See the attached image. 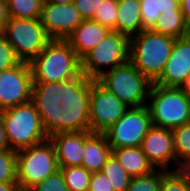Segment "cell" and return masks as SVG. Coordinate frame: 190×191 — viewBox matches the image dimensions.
Returning <instances> with one entry per match:
<instances>
[{
	"label": "cell",
	"mask_w": 190,
	"mask_h": 191,
	"mask_svg": "<svg viewBox=\"0 0 190 191\" xmlns=\"http://www.w3.org/2000/svg\"><path fill=\"white\" fill-rule=\"evenodd\" d=\"M178 3H179V5H181V3L183 2V0H176Z\"/></svg>",
	"instance_id": "b9f144b4"
},
{
	"label": "cell",
	"mask_w": 190,
	"mask_h": 191,
	"mask_svg": "<svg viewBox=\"0 0 190 191\" xmlns=\"http://www.w3.org/2000/svg\"><path fill=\"white\" fill-rule=\"evenodd\" d=\"M88 191H114V189L103 172L98 171L96 173H92Z\"/></svg>",
	"instance_id": "836d02e7"
},
{
	"label": "cell",
	"mask_w": 190,
	"mask_h": 191,
	"mask_svg": "<svg viewBox=\"0 0 190 191\" xmlns=\"http://www.w3.org/2000/svg\"><path fill=\"white\" fill-rule=\"evenodd\" d=\"M111 30L100 23L89 19L84 20L67 38L66 41L81 60Z\"/></svg>",
	"instance_id": "e0dca14e"
},
{
	"label": "cell",
	"mask_w": 190,
	"mask_h": 191,
	"mask_svg": "<svg viewBox=\"0 0 190 191\" xmlns=\"http://www.w3.org/2000/svg\"><path fill=\"white\" fill-rule=\"evenodd\" d=\"M9 20L6 0H0V28L3 29Z\"/></svg>",
	"instance_id": "d590c367"
},
{
	"label": "cell",
	"mask_w": 190,
	"mask_h": 191,
	"mask_svg": "<svg viewBox=\"0 0 190 191\" xmlns=\"http://www.w3.org/2000/svg\"><path fill=\"white\" fill-rule=\"evenodd\" d=\"M129 48L130 39L111 30L95 48L81 59V73L90 79L97 80L107 70L110 71L128 62Z\"/></svg>",
	"instance_id": "ba28073f"
},
{
	"label": "cell",
	"mask_w": 190,
	"mask_h": 191,
	"mask_svg": "<svg viewBox=\"0 0 190 191\" xmlns=\"http://www.w3.org/2000/svg\"><path fill=\"white\" fill-rule=\"evenodd\" d=\"M54 145L59 167L81 166L84 131L59 132L48 137Z\"/></svg>",
	"instance_id": "2e32d148"
},
{
	"label": "cell",
	"mask_w": 190,
	"mask_h": 191,
	"mask_svg": "<svg viewBox=\"0 0 190 191\" xmlns=\"http://www.w3.org/2000/svg\"><path fill=\"white\" fill-rule=\"evenodd\" d=\"M161 184V169L150 174L132 177L125 191H159Z\"/></svg>",
	"instance_id": "f1b7e54d"
},
{
	"label": "cell",
	"mask_w": 190,
	"mask_h": 191,
	"mask_svg": "<svg viewBox=\"0 0 190 191\" xmlns=\"http://www.w3.org/2000/svg\"><path fill=\"white\" fill-rule=\"evenodd\" d=\"M43 1L52 2L55 4H67L73 2L74 0H43Z\"/></svg>",
	"instance_id": "60d3db41"
},
{
	"label": "cell",
	"mask_w": 190,
	"mask_h": 191,
	"mask_svg": "<svg viewBox=\"0 0 190 191\" xmlns=\"http://www.w3.org/2000/svg\"><path fill=\"white\" fill-rule=\"evenodd\" d=\"M93 79L84 74L53 83H33L31 101L48 137L59 132L90 131L89 106Z\"/></svg>",
	"instance_id": "6da1fadb"
},
{
	"label": "cell",
	"mask_w": 190,
	"mask_h": 191,
	"mask_svg": "<svg viewBox=\"0 0 190 191\" xmlns=\"http://www.w3.org/2000/svg\"><path fill=\"white\" fill-rule=\"evenodd\" d=\"M2 35L13 47L17 58L30 63L52 40L38 19L9 18Z\"/></svg>",
	"instance_id": "9c48e42d"
},
{
	"label": "cell",
	"mask_w": 190,
	"mask_h": 191,
	"mask_svg": "<svg viewBox=\"0 0 190 191\" xmlns=\"http://www.w3.org/2000/svg\"><path fill=\"white\" fill-rule=\"evenodd\" d=\"M17 181L16 151L5 150L0 152V183Z\"/></svg>",
	"instance_id": "f546056e"
},
{
	"label": "cell",
	"mask_w": 190,
	"mask_h": 191,
	"mask_svg": "<svg viewBox=\"0 0 190 191\" xmlns=\"http://www.w3.org/2000/svg\"><path fill=\"white\" fill-rule=\"evenodd\" d=\"M97 81L129 107L148 104L152 82L130 61L105 72Z\"/></svg>",
	"instance_id": "52a82bcc"
},
{
	"label": "cell",
	"mask_w": 190,
	"mask_h": 191,
	"mask_svg": "<svg viewBox=\"0 0 190 191\" xmlns=\"http://www.w3.org/2000/svg\"><path fill=\"white\" fill-rule=\"evenodd\" d=\"M40 21L51 39L66 40L84 19L74 2L55 4L43 1Z\"/></svg>",
	"instance_id": "4fadbf2b"
},
{
	"label": "cell",
	"mask_w": 190,
	"mask_h": 191,
	"mask_svg": "<svg viewBox=\"0 0 190 191\" xmlns=\"http://www.w3.org/2000/svg\"><path fill=\"white\" fill-rule=\"evenodd\" d=\"M111 154L112 148L104 133L84 131L82 167L90 173L101 171Z\"/></svg>",
	"instance_id": "ac0fdd59"
},
{
	"label": "cell",
	"mask_w": 190,
	"mask_h": 191,
	"mask_svg": "<svg viewBox=\"0 0 190 191\" xmlns=\"http://www.w3.org/2000/svg\"><path fill=\"white\" fill-rule=\"evenodd\" d=\"M129 108L97 80L91 82L89 120L90 132L104 133Z\"/></svg>",
	"instance_id": "8fae6325"
},
{
	"label": "cell",
	"mask_w": 190,
	"mask_h": 191,
	"mask_svg": "<svg viewBox=\"0 0 190 191\" xmlns=\"http://www.w3.org/2000/svg\"><path fill=\"white\" fill-rule=\"evenodd\" d=\"M19 184L17 181L0 183V191H19Z\"/></svg>",
	"instance_id": "74e56055"
},
{
	"label": "cell",
	"mask_w": 190,
	"mask_h": 191,
	"mask_svg": "<svg viewBox=\"0 0 190 191\" xmlns=\"http://www.w3.org/2000/svg\"><path fill=\"white\" fill-rule=\"evenodd\" d=\"M5 150H10V146L6 138L5 125L2 114L0 113V152Z\"/></svg>",
	"instance_id": "e575fe53"
},
{
	"label": "cell",
	"mask_w": 190,
	"mask_h": 191,
	"mask_svg": "<svg viewBox=\"0 0 190 191\" xmlns=\"http://www.w3.org/2000/svg\"><path fill=\"white\" fill-rule=\"evenodd\" d=\"M101 171L108 178L114 191H125L130 184L132 177L120 165L113 154L107 159Z\"/></svg>",
	"instance_id": "d4e9b609"
},
{
	"label": "cell",
	"mask_w": 190,
	"mask_h": 191,
	"mask_svg": "<svg viewBox=\"0 0 190 191\" xmlns=\"http://www.w3.org/2000/svg\"><path fill=\"white\" fill-rule=\"evenodd\" d=\"M190 74V34L174 41L171 55L160 77L153 83L166 87H180Z\"/></svg>",
	"instance_id": "9a60e30c"
},
{
	"label": "cell",
	"mask_w": 190,
	"mask_h": 191,
	"mask_svg": "<svg viewBox=\"0 0 190 191\" xmlns=\"http://www.w3.org/2000/svg\"><path fill=\"white\" fill-rule=\"evenodd\" d=\"M9 18L38 19L43 0H6Z\"/></svg>",
	"instance_id": "603a6c76"
},
{
	"label": "cell",
	"mask_w": 190,
	"mask_h": 191,
	"mask_svg": "<svg viewBox=\"0 0 190 191\" xmlns=\"http://www.w3.org/2000/svg\"><path fill=\"white\" fill-rule=\"evenodd\" d=\"M140 0H118L116 31L129 39L143 28L140 15Z\"/></svg>",
	"instance_id": "d6986e66"
},
{
	"label": "cell",
	"mask_w": 190,
	"mask_h": 191,
	"mask_svg": "<svg viewBox=\"0 0 190 191\" xmlns=\"http://www.w3.org/2000/svg\"><path fill=\"white\" fill-rule=\"evenodd\" d=\"M190 100V74L179 87Z\"/></svg>",
	"instance_id": "f35d334b"
},
{
	"label": "cell",
	"mask_w": 190,
	"mask_h": 191,
	"mask_svg": "<svg viewBox=\"0 0 190 191\" xmlns=\"http://www.w3.org/2000/svg\"><path fill=\"white\" fill-rule=\"evenodd\" d=\"M159 191H190V182L180 171L161 169V184Z\"/></svg>",
	"instance_id": "4316f807"
},
{
	"label": "cell",
	"mask_w": 190,
	"mask_h": 191,
	"mask_svg": "<svg viewBox=\"0 0 190 191\" xmlns=\"http://www.w3.org/2000/svg\"><path fill=\"white\" fill-rule=\"evenodd\" d=\"M33 83H53L81 74V60L66 40L52 39L29 63Z\"/></svg>",
	"instance_id": "7a4b0ae2"
},
{
	"label": "cell",
	"mask_w": 190,
	"mask_h": 191,
	"mask_svg": "<svg viewBox=\"0 0 190 191\" xmlns=\"http://www.w3.org/2000/svg\"><path fill=\"white\" fill-rule=\"evenodd\" d=\"M180 171L187 177L190 182V161H188L185 165L180 168Z\"/></svg>",
	"instance_id": "ab89813d"
},
{
	"label": "cell",
	"mask_w": 190,
	"mask_h": 191,
	"mask_svg": "<svg viewBox=\"0 0 190 191\" xmlns=\"http://www.w3.org/2000/svg\"><path fill=\"white\" fill-rule=\"evenodd\" d=\"M32 72L29 63L17 65L0 72V111L29 102L32 95Z\"/></svg>",
	"instance_id": "7c38bea8"
},
{
	"label": "cell",
	"mask_w": 190,
	"mask_h": 191,
	"mask_svg": "<svg viewBox=\"0 0 190 191\" xmlns=\"http://www.w3.org/2000/svg\"><path fill=\"white\" fill-rule=\"evenodd\" d=\"M153 126L147 105L129 107L124 115L104 134L112 149L140 147L142 140Z\"/></svg>",
	"instance_id": "30bf717a"
},
{
	"label": "cell",
	"mask_w": 190,
	"mask_h": 191,
	"mask_svg": "<svg viewBox=\"0 0 190 191\" xmlns=\"http://www.w3.org/2000/svg\"><path fill=\"white\" fill-rule=\"evenodd\" d=\"M178 170L190 161V122L171 130Z\"/></svg>",
	"instance_id": "cb8c5ba5"
},
{
	"label": "cell",
	"mask_w": 190,
	"mask_h": 191,
	"mask_svg": "<svg viewBox=\"0 0 190 191\" xmlns=\"http://www.w3.org/2000/svg\"><path fill=\"white\" fill-rule=\"evenodd\" d=\"M31 191H69L61 170L49 175L40 183L36 184Z\"/></svg>",
	"instance_id": "4dcf8cb0"
},
{
	"label": "cell",
	"mask_w": 190,
	"mask_h": 191,
	"mask_svg": "<svg viewBox=\"0 0 190 191\" xmlns=\"http://www.w3.org/2000/svg\"><path fill=\"white\" fill-rule=\"evenodd\" d=\"M152 30L175 39L190 34V28L185 22L182 10L162 13Z\"/></svg>",
	"instance_id": "44dd1931"
},
{
	"label": "cell",
	"mask_w": 190,
	"mask_h": 191,
	"mask_svg": "<svg viewBox=\"0 0 190 191\" xmlns=\"http://www.w3.org/2000/svg\"><path fill=\"white\" fill-rule=\"evenodd\" d=\"M69 191H88L92 173L82 166L59 167Z\"/></svg>",
	"instance_id": "484cf974"
},
{
	"label": "cell",
	"mask_w": 190,
	"mask_h": 191,
	"mask_svg": "<svg viewBox=\"0 0 190 191\" xmlns=\"http://www.w3.org/2000/svg\"><path fill=\"white\" fill-rule=\"evenodd\" d=\"M112 154L131 177L147 175L156 170L140 147L115 148Z\"/></svg>",
	"instance_id": "ffe728a7"
},
{
	"label": "cell",
	"mask_w": 190,
	"mask_h": 191,
	"mask_svg": "<svg viewBox=\"0 0 190 191\" xmlns=\"http://www.w3.org/2000/svg\"><path fill=\"white\" fill-rule=\"evenodd\" d=\"M175 38L144 29L130 38L129 61L154 83L171 55Z\"/></svg>",
	"instance_id": "3957f363"
},
{
	"label": "cell",
	"mask_w": 190,
	"mask_h": 191,
	"mask_svg": "<svg viewBox=\"0 0 190 191\" xmlns=\"http://www.w3.org/2000/svg\"><path fill=\"white\" fill-rule=\"evenodd\" d=\"M103 0H74L76 9L84 20L92 19Z\"/></svg>",
	"instance_id": "d6a6232c"
},
{
	"label": "cell",
	"mask_w": 190,
	"mask_h": 191,
	"mask_svg": "<svg viewBox=\"0 0 190 191\" xmlns=\"http://www.w3.org/2000/svg\"><path fill=\"white\" fill-rule=\"evenodd\" d=\"M148 101L154 126L172 130L190 122V100L179 87L152 83Z\"/></svg>",
	"instance_id": "5b68a950"
},
{
	"label": "cell",
	"mask_w": 190,
	"mask_h": 191,
	"mask_svg": "<svg viewBox=\"0 0 190 191\" xmlns=\"http://www.w3.org/2000/svg\"><path fill=\"white\" fill-rule=\"evenodd\" d=\"M140 148L156 169L172 171L169 167L172 161L176 164L173 171L178 170L173 134L170 129L153 125L142 140Z\"/></svg>",
	"instance_id": "5bb4252c"
},
{
	"label": "cell",
	"mask_w": 190,
	"mask_h": 191,
	"mask_svg": "<svg viewBox=\"0 0 190 191\" xmlns=\"http://www.w3.org/2000/svg\"><path fill=\"white\" fill-rule=\"evenodd\" d=\"M186 24L190 28V0H183L180 5Z\"/></svg>",
	"instance_id": "8d00e7d4"
},
{
	"label": "cell",
	"mask_w": 190,
	"mask_h": 191,
	"mask_svg": "<svg viewBox=\"0 0 190 191\" xmlns=\"http://www.w3.org/2000/svg\"><path fill=\"white\" fill-rule=\"evenodd\" d=\"M140 15L144 29H152L164 12L181 10L176 0H140Z\"/></svg>",
	"instance_id": "7402d4cb"
},
{
	"label": "cell",
	"mask_w": 190,
	"mask_h": 191,
	"mask_svg": "<svg viewBox=\"0 0 190 191\" xmlns=\"http://www.w3.org/2000/svg\"><path fill=\"white\" fill-rule=\"evenodd\" d=\"M17 182L21 190H30L59 170L56 151L49 138L16 152Z\"/></svg>",
	"instance_id": "8992f818"
},
{
	"label": "cell",
	"mask_w": 190,
	"mask_h": 191,
	"mask_svg": "<svg viewBox=\"0 0 190 191\" xmlns=\"http://www.w3.org/2000/svg\"><path fill=\"white\" fill-rule=\"evenodd\" d=\"M20 60L17 58L13 47L3 35L0 36V72L17 65Z\"/></svg>",
	"instance_id": "1f68e13d"
},
{
	"label": "cell",
	"mask_w": 190,
	"mask_h": 191,
	"mask_svg": "<svg viewBox=\"0 0 190 191\" xmlns=\"http://www.w3.org/2000/svg\"><path fill=\"white\" fill-rule=\"evenodd\" d=\"M118 0H103L96 10L92 20L116 31Z\"/></svg>",
	"instance_id": "83f0119b"
},
{
	"label": "cell",
	"mask_w": 190,
	"mask_h": 191,
	"mask_svg": "<svg viewBox=\"0 0 190 191\" xmlns=\"http://www.w3.org/2000/svg\"><path fill=\"white\" fill-rule=\"evenodd\" d=\"M0 113L11 150L17 152L48 139L41 117L31 100Z\"/></svg>",
	"instance_id": "277c9868"
}]
</instances>
